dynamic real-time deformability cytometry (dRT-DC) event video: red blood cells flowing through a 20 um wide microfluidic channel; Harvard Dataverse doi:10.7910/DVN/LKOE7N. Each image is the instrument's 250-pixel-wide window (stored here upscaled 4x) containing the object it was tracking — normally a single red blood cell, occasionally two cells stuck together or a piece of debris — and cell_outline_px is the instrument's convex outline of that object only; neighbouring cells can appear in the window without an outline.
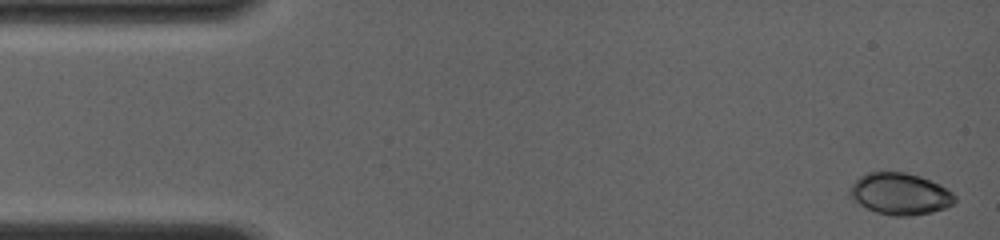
{"species": "common noctule bat (a hibernating species)", "species_latin": "Nyctalus noctula", "temperature_condition": "room temperature", "stored_images_in_passage": 27, "camera_frame_rate_fps": 4000, "um_per_image_px": 0.085, "animal": {"sex": "female", "body_mass_g": 19.0, "forearm_length_mm": 56.7}, "frame": {"image": 1, "passage_image": 1, "time_ms": 0.0, "image_size_px": [1000, 240], "cell_outline_px": [[956, 200], [952, 204], [944, 208], [932, 212], [908, 216], [892, 216], [876, 212], [852, 200], [848, 196], [848, 188], [860, 176], [868, 172], [904, 172], [920, 176], [940, 184], [952, 192], [956, 196]], "centroid_in_image_um": [76.48, 16.47], "position_along_channel_um": 8.5, "area_um2": 25.61}}
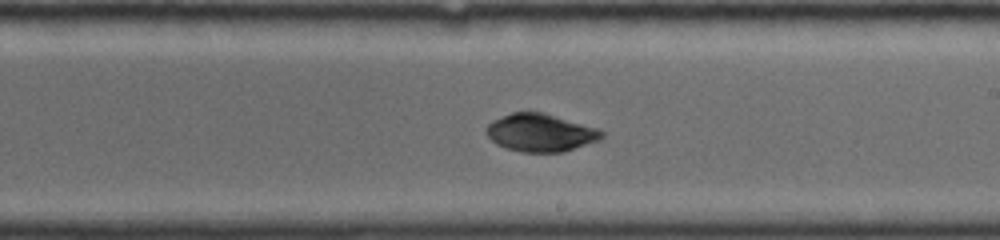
{"frame": {"image": 2, "passage_image": 16, "time_ms": 8.75, "image_size_px": [1000, 240], "cell_outline_px": [[604, 136], [600, 140], [564, 152], [520, 152], [504, 148], [496, 144], [484, 132], [484, 128], [492, 120], [512, 112], [544, 112], [600, 128], [604, 132]], "centroid_in_image_um": [45.95, 11.28], "position_along_channel_um": 243.0, "area_um2": 25.89}}
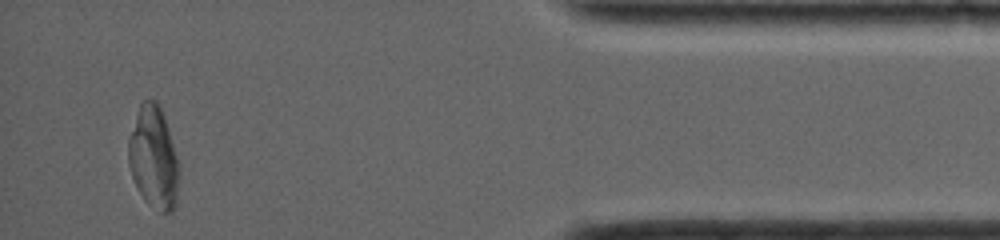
{"frame": {"image": 3, "passage_image": 27, "time_ms": 14.25, "image_size_px": [1000, 240], "cell_outline_px": [[180, 176], [176, 208], [172, 212], [160, 212], [148, 204], [144, 200], [136, 188], [128, 164], [128, 140], [140, 104], [144, 100], [156, 100], [164, 116], [168, 128], [180, 168]], "centroid_in_image_um": [13.07, 13.47], "position_along_channel_um": 422.1, "area_um2": 30.46}, "authors_computed_cell_mechanics": {"area_um2": 25.721, "velocity_mm_per_s": 4.0429, "shape_relaxation_time_tau1_ms": null, "shape_relaxation_time_tau2_ms": 0.8812, "deformation_change_tau1": null, "deformation_change_tau2": 0.0242}}